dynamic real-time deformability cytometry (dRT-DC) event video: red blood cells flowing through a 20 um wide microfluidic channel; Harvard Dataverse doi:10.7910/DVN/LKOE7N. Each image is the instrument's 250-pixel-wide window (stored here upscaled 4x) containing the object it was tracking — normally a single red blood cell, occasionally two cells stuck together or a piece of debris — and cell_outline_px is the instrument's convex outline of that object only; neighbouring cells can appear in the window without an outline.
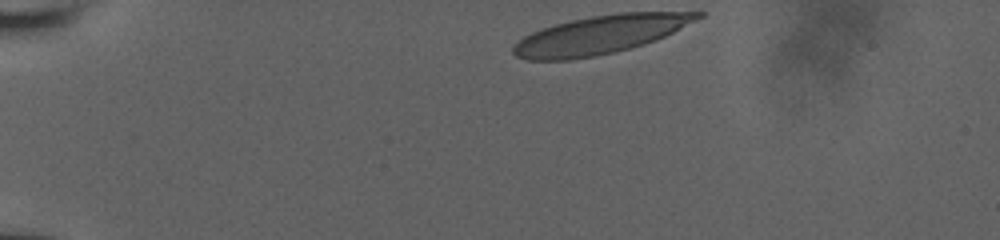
{"species": "human", "species_latin": "Homo sapiens", "temperature_condition": "room temperature", "stored_images_in_passage": 48, "camera_frame_rate_fps": 3000, "um_per_image_px": 0.085, "donor": {"sex": "male"}, "frame": {"image": 1, "passage_image": 1, "time_ms": 0.0, "image_size_px": [1000, 240], "cell_outline_px": [[704, 16], [664, 36], [644, 44], [596, 56], [568, 60], [528, 60], [516, 56], [512, 52], [512, 48], [524, 36], [532, 32], [556, 24], [572, 20], [592, 16], [620, 12], [704, 12]], "centroid_in_image_um": [51.0, 2.95], "position_along_channel_um": 34.0, "area_um2": 40.58}}
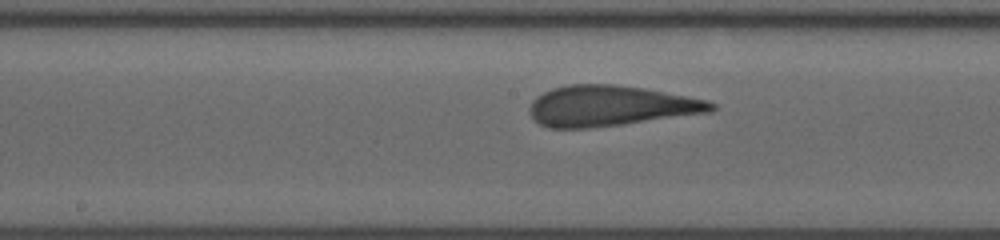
{"frame": {"image": 2, "passage_image": 23, "time_ms": 6.333, "image_size_px": [1000, 240], "cell_outline_px": [[716, 108], [712, 112], [620, 124], [588, 128], [548, 128], [540, 124], [532, 116], [528, 108], [532, 100], [544, 92], [552, 88], [568, 84], [612, 84], [644, 88], [708, 100], [716, 104]], "centroid_in_image_um": [51.88, 8.99], "position_along_channel_um": 196.3, "area_um2": 42.77}}
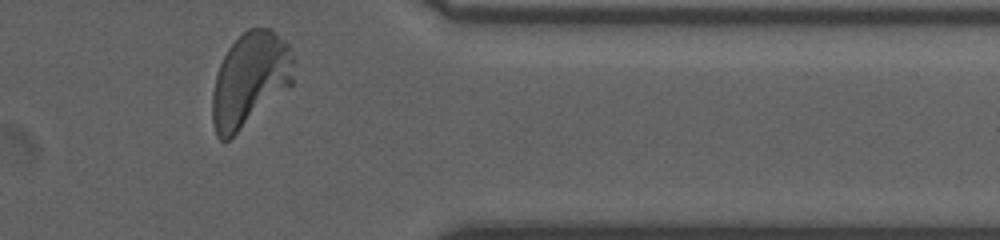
{"frame": {"image": 3, "passage_image": 44, "time_ms": 11.667, "image_size_px": [1000, 240], "cell_outline_px": [[296, 60], [292, 84], [228, 140], [220, 140], [216, 136], [212, 124], [212, 92], [216, 76], [220, 64], [228, 48], [248, 28], [272, 28], [288, 44]], "centroid_in_image_um": [21.26, 6.74], "position_along_channel_um": 390.1, "area_um2": 44.51}, "authors_computed_cell_mechanics": {"area_um2": 42.772, "velocity_mm_per_s": 3.8377, "shape_relaxation_time_tau1_ms": 5.1238, "shape_relaxation_time_tau2_ms": null, "deformation_change_tau1": 0.1985, "deformation_change_tau2": null}}